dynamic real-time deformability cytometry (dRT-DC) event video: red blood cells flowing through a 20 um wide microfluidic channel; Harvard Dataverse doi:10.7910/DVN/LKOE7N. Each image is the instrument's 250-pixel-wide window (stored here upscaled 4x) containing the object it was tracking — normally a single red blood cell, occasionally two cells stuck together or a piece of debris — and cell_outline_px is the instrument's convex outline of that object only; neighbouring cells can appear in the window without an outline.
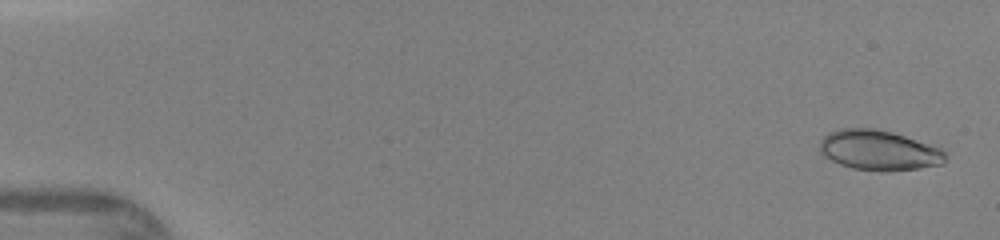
{"species": "human", "species_latin": "Homo sapiens", "temperature_condition": "warm", "stored_images_in_passage": 46, "camera_frame_rate_fps": 3000, "um_per_image_px": 0.085, "donor": {"sex": "female"}, "frame": {"image": 1, "passage_image": 2, "time_ms": 0.333, "image_size_px": [1000, 240], "cell_outline_px": [[944, 164], [920, 168], [888, 172], [880, 172], [852, 168], [840, 164], [824, 156], [820, 152], [820, 140], [828, 132], [840, 128], [876, 128], [892, 132], [940, 148], [944, 152]], "centroid_in_image_um": [74.67, 12.78], "position_along_channel_um": 10.3, "area_um2": 29.42}}
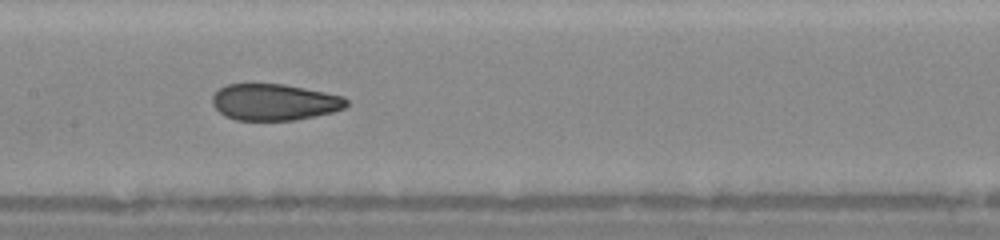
{"frame": {"image": 2, "passage_image": 24, "time_ms": 7.667, "image_size_px": [1000, 240], "cell_outline_px": [[348, 104], [344, 108], [332, 112], [296, 120], [236, 120], [224, 116], [212, 104], [212, 96], [220, 88], [228, 84], [284, 84], [344, 96], [348, 100]], "centroid_in_image_um": [23.32, 8.68], "position_along_channel_um": 184.1, "area_um2": 28.44}}
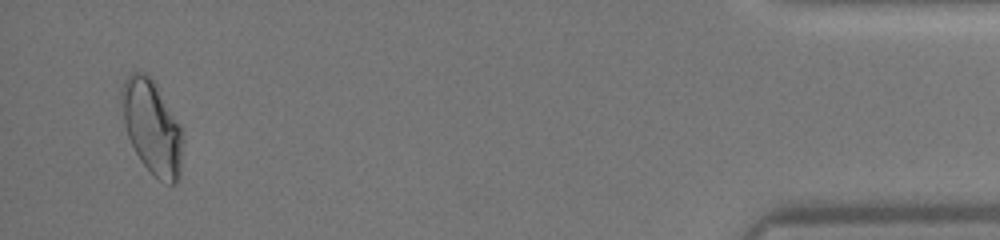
{"frame": {"image": 3, "passage_image": 45, "time_ms": 14.667, "image_size_px": [1000, 240], "cell_outline_px": [[184, 140], [180, 176], [176, 184], [168, 184], [160, 180], [140, 160], [128, 136], [124, 120], [120, 100], [120, 92], [124, 80], [132, 72], [144, 72], [156, 80], [180, 124], [184, 132]], "centroid_in_image_um": [12.96, 10.76], "position_along_channel_um": 422.2, "area_um2": 34.1}}